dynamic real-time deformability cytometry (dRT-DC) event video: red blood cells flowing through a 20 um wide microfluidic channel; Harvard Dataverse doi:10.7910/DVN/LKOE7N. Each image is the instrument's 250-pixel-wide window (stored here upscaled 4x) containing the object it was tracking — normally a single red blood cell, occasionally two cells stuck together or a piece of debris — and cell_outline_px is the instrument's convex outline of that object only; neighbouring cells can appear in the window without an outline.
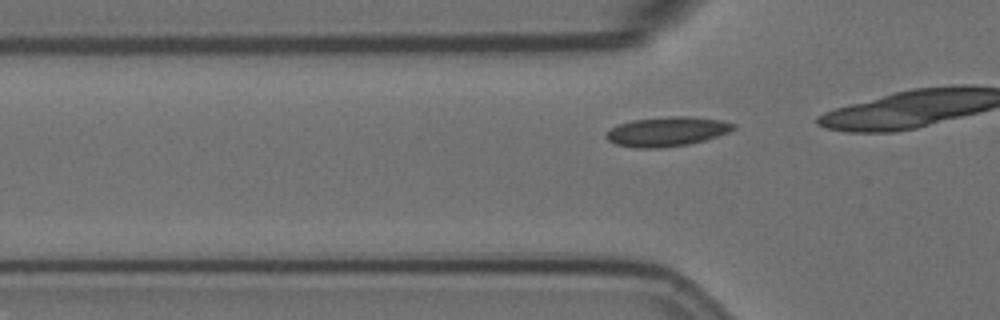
{"species": "Egyptian fruit bat (a non-hibernating species)", "species_latin": "Rousettus aegyptiacus", "temperature_condition": "room temperature", "stored_images_in_passage": 20, "camera_frame_rate_fps": 3000, "um_per_image_px": 0.085, "animal": {"sex": "female"}, "frame": {"image": 1, "passage_image": 14, "time_ms": 4.333, "image_size_px": [1000, 320], "cell_outline_px": [[736, 128], [728, 132], [704, 140], [688, 144], [660, 148], [636, 148], [616, 144], [608, 140], [604, 136], [612, 128], [620, 124], [632, 120], [668, 116], [688, 116], [720, 120], [736, 124]], "centroid_in_image_um": [56.69, 11.18], "position_along_channel_um": 69.1, "area_um2": 21.68}}
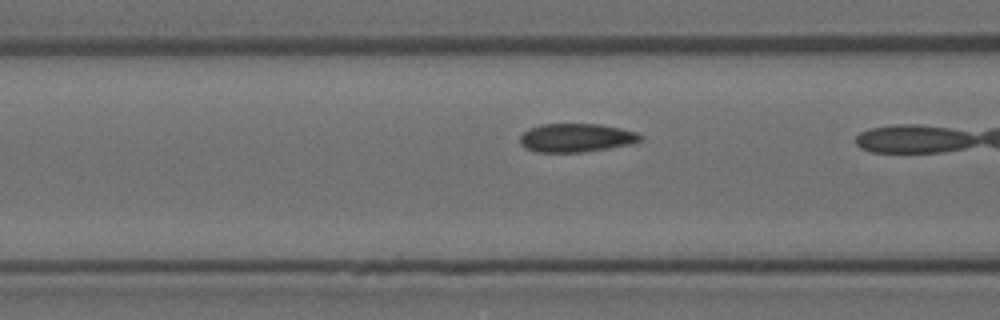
{"frame": {"image": 2, "passage_image": 18, "time_ms": 5.667, "image_size_px": [1000, 320], "cell_outline_px": [[644, 140], [632, 144], [584, 152], [536, 152], [524, 148], [520, 144], [520, 136], [528, 128], [544, 124], [600, 124], [620, 128], [636, 132], [644, 136]], "centroid_in_image_um": [48.99, 11.71], "position_along_channel_um": 117.6, "area_um2": 20.23}}